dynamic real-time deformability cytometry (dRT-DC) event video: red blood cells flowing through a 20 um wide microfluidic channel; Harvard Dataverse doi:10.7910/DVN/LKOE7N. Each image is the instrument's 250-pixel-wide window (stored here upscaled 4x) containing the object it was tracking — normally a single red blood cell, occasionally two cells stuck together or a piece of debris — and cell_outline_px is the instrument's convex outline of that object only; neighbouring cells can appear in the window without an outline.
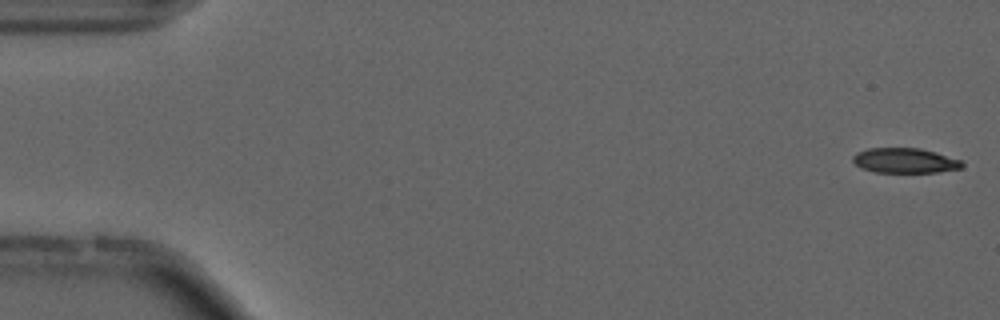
{"species": "common noctule bat (a hibernating species)", "species_latin": "Nyctalus noctula", "temperature_condition": "cold", "stored_images_in_passage": 54, "camera_frame_rate_fps": 3000, "um_per_image_px": 0.085, "animal": {"sex": "male", "forearm_length_mm": 52.5}, "frame": {"image": 1, "passage_image": 1, "time_ms": 0.0, "image_size_px": [1000, 320], "cell_outline_px": [[964, 168], [940, 172], [872, 172], [860, 168], [852, 160], [852, 156], [856, 152], [868, 148], [920, 148], [936, 152], [960, 160], [964, 164]], "centroid_in_image_um": [76.9, 13.65], "position_along_channel_um": 8.1, "area_um2": 16.07}}
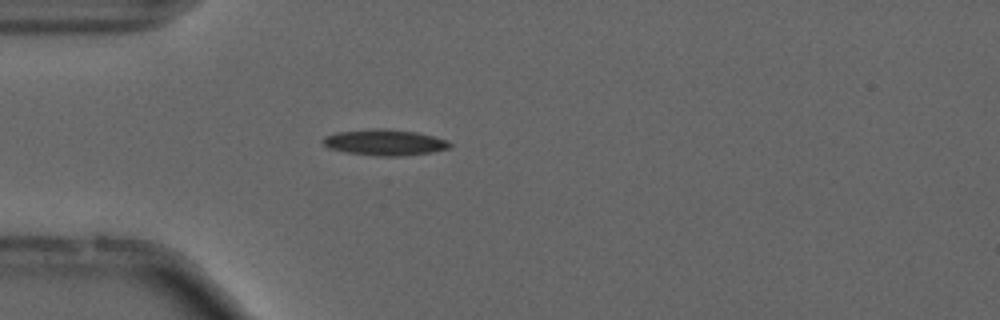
{"frame": {"image": 2, "passage_image": 15, "time_ms": 4.667, "image_size_px": [1000, 320], "cell_outline_px": [[452, 144], [448, 148], [432, 152], [404, 156], [376, 156], [348, 152], [328, 148], [324, 144], [324, 136], [336, 132], [372, 128], [384, 128], [416, 132], [448, 140]], "centroid_in_image_um": [32.7, 12.1], "position_along_channel_um": 52.3, "area_um2": 19.19}}
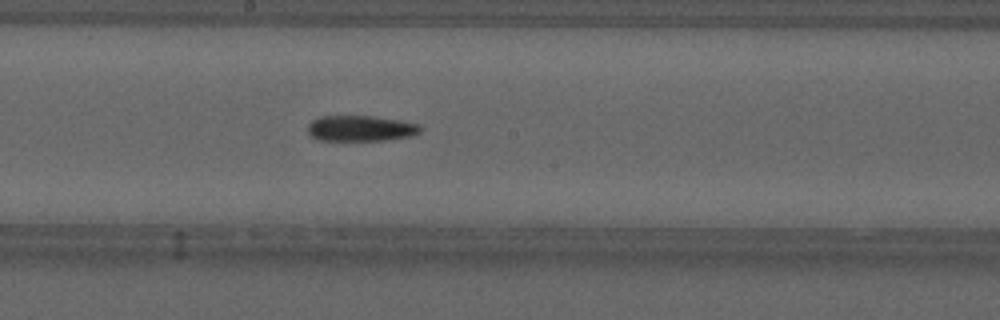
{"frame": {"image": 3, "passage_image": 29, "time_ms": 9.333, "image_size_px": [1000, 320], "cell_outline_px": [[420, 132], [412, 136], [384, 140], [316, 140], [308, 132], [308, 124], [312, 120], [320, 116], [372, 116], [400, 120], [420, 124]], "centroid_in_image_um": [30.65, 10.91], "position_along_channel_um": 217.6, "area_um2": 16.88}, "authors_computed_cell_mechanics": {"area_um2": 17.0799, "velocity_mm_per_s": 3.7335, "shape_relaxation_time_tau1_ms": 5.9153, "shape_relaxation_time_tau2_ms": 9.0207, "deformation_change_tau1": 0.1519, "deformation_change_tau2": 0.2094}}